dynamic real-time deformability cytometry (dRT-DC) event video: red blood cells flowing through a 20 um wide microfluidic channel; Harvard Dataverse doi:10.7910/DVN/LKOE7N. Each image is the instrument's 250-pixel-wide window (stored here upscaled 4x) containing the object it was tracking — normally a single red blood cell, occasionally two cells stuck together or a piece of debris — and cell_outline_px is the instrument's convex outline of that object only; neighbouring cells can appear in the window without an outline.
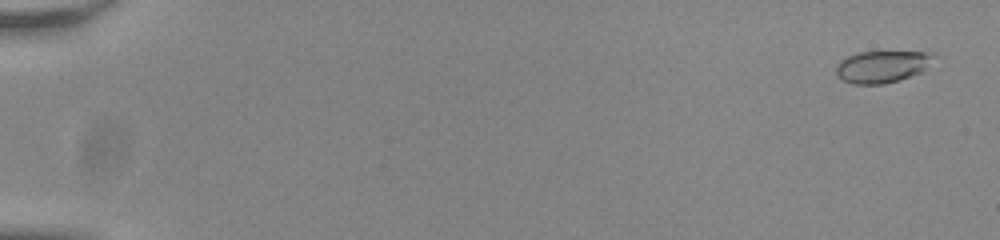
{"species": "common noctule bat (a hibernating species)", "species_latin": "Nyctalus noctula", "temperature_condition": "room temperature", "stored_images_in_passage": 56, "camera_frame_rate_fps": 3000, "um_per_image_px": 0.085, "animal": {"sex": "male", "body_mass_g": 20.0, "forearm_length_mm": 53.3}, "frame": {"image": 1, "passage_image": 3, "time_ms": 0.667, "image_size_px": [1000, 240], "cell_outline_px": [[936, 56], [920, 72], [900, 80], [884, 84], [856, 84], [844, 80], [836, 76], [836, 64], [840, 60], [856, 52], [936, 52]], "centroid_in_image_um": [74.95, 5.65], "position_along_channel_um": 10.0, "area_um2": 18.15}}
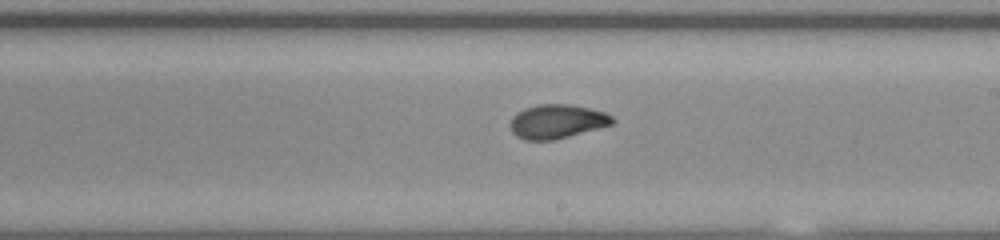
{"frame": {"image": 2, "passage_image": 35, "time_ms": 11.333, "image_size_px": [1000, 240], "cell_outline_px": [[616, 120], [612, 124], [568, 136], [552, 140], [524, 140], [516, 136], [512, 132], [512, 116], [516, 112], [524, 108], [540, 104], [568, 104], [588, 108], [604, 112], [612, 116]], "centroid_in_image_um": [47.33, 10.32], "position_along_channel_um": 241.7, "area_um2": 20.0}}
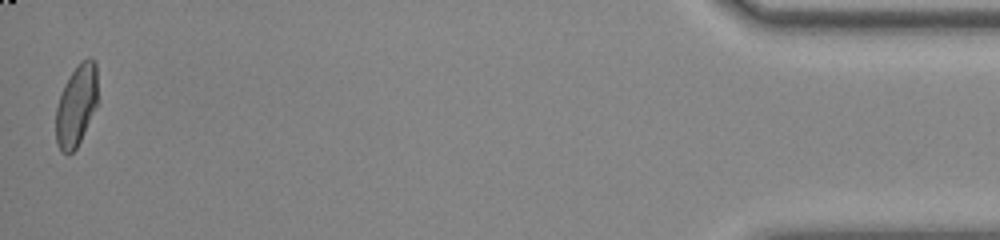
{"frame": {"image": 3, "passage_image": 56, "time_ms": 18.333, "image_size_px": [1000, 240], "cell_outline_px": [[96, 108], [76, 148], [68, 156], [60, 152], [56, 144], [56, 108], [64, 84], [80, 60], [88, 56], [92, 56], [96, 64]], "centroid_in_image_um": [6.47, 8.97], "position_along_channel_um": 428.7, "area_um2": 19.88}, "authors_computed_cell_mechanics": {"area_um2": 19.8832, "velocity_mm_per_s": 3.8353, "shape_relaxation_time_tau1_ms": 5.7069, "shape_relaxation_time_tau2_ms": 1.0652, "deformation_change_tau1": 0.19, "deformation_change_tau2": 0.0458}}